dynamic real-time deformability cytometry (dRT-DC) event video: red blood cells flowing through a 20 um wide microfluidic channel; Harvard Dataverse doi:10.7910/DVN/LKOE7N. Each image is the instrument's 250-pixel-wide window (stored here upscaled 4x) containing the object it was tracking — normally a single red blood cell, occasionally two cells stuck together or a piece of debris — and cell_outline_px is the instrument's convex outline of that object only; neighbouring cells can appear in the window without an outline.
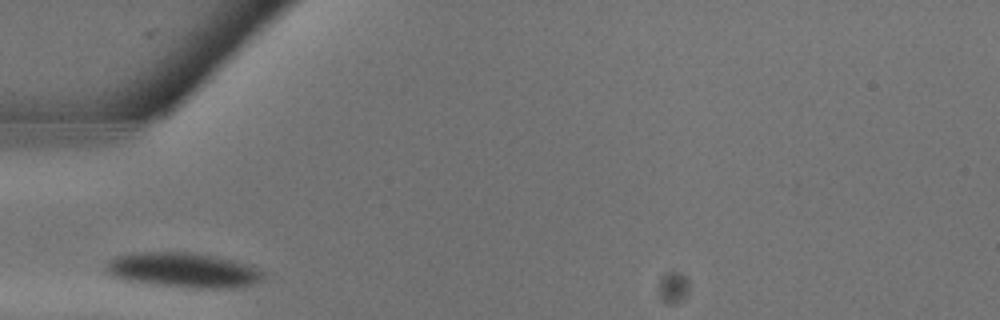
{"species": "common noctule bat (a hibernating species)", "species_latin": "Nyctalus noctula", "temperature_condition": "warm", "stored_images_in_passage": 9, "camera_frame_rate_fps": 3000, "um_per_image_px": 0.085, "animal": {"sex": "male", "body_mass_g": 13.3}, "frame": {"image": 1, "passage_image": 1, "time_ms": 0.0, "image_size_px": [1000, 320], "cell_outline_px": [[264, 276], [256, 284], [240, 288], [208, 288], [156, 284], [120, 280], [104, 272], [104, 268], [116, 256], [132, 252], [192, 252], [216, 256], [232, 260], [256, 268], [264, 272]], "centroid_in_image_um": [15.56, 22.96], "position_along_channel_um": 69.4, "area_um2": 31.96}}
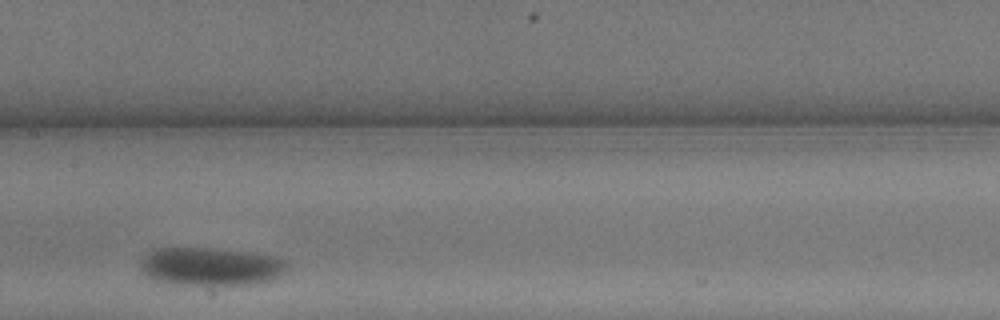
{"frame": {"image": 2, "passage_image": 6, "time_ms": 1.667, "image_size_px": [1000, 320], "cell_outline_px": [[288, 268], [280, 276], [272, 280], [252, 284], [184, 284], [156, 280], [140, 272], [140, 260], [148, 252], [156, 248], [212, 248], [272, 256], [288, 260]], "centroid_in_image_um": [17.91, 22.64], "position_along_channel_um": 189.5, "area_um2": 32.37}}
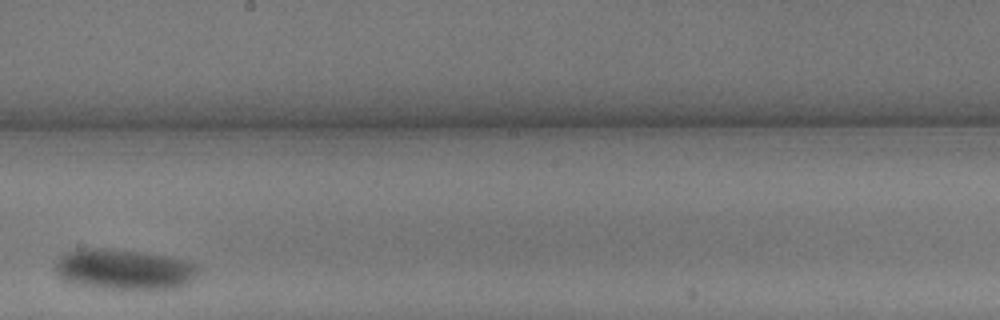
{"frame": {"image": 3, "passage_image": 8, "time_ms": 2.333, "image_size_px": [1000, 320], "cell_outline_px": [[200, 272], [188, 284], [180, 288], [104, 288], [80, 284], [64, 280], [56, 272], [56, 264], [68, 252], [80, 248], [104, 248], [140, 252], [168, 256], [188, 260], [196, 264], [200, 268]], "centroid_in_image_um": [10.65, 22.89], "position_along_channel_um": 237.6, "area_um2": 33.35}}